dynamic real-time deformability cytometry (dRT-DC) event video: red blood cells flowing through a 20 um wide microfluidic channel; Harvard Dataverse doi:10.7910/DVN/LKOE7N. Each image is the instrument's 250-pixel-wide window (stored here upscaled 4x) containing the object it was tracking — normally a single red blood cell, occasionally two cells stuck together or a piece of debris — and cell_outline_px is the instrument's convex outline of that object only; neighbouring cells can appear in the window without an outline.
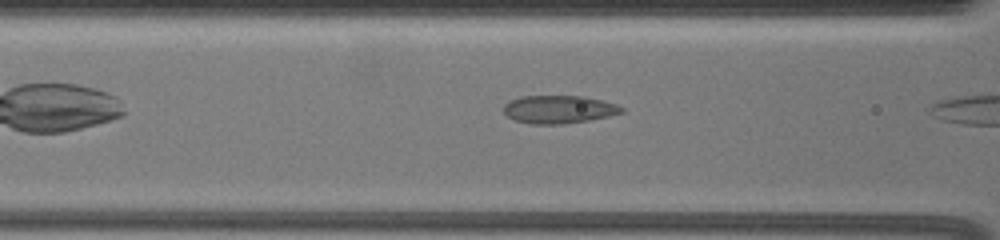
{"species": "common noctule bat (a hibernating species)", "species_latin": "Nyctalus noctula", "temperature_condition": "warm", "stored_images_in_passage": 7, "camera_frame_rate_fps": 3000, "um_per_image_px": 0.085, "animal": {"sex": "female", "body_mass_g": 19.5, "forearm_length_mm": 54.1}, "frame": {"image": 1, "passage_image": 6, "time_ms": 1.667, "image_size_px": [1000, 240], "cell_outline_px": [[624, 112], [608, 116], [588, 120], [564, 124], [532, 124], [516, 120], [508, 116], [504, 112], [504, 104], [520, 96], [584, 96], [616, 104], [624, 108]], "centroid_in_image_um": [47.51, 9.29], "position_along_channel_um": 119.1, "area_um2": 19.07}}